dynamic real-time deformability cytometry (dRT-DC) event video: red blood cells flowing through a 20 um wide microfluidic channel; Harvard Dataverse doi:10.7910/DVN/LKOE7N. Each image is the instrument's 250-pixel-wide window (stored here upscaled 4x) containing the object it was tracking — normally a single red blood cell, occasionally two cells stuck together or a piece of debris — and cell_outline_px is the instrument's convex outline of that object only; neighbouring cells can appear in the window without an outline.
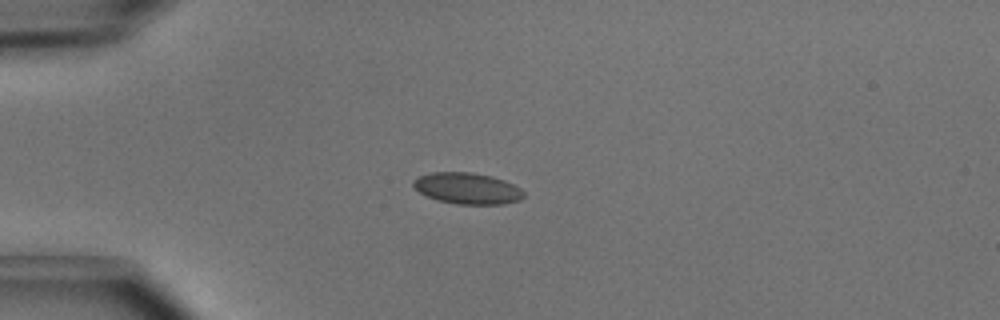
{"species": "common noctule bat (a hibernating species)", "species_latin": "Nyctalus noctula", "temperature_condition": "cold", "stored_images_in_passage": 4, "camera_frame_rate_fps": 3000, "um_per_image_px": 0.085, "animal": {"sex": "male", "body_mass_g": 15.6}, "frame": {"image": 1, "passage_image": 3, "time_ms": 0.667, "image_size_px": [1000, 320], "cell_outline_px": [[524, 196], [520, 200], [504, 204], [456, 204], [436, 200], [420, 192], [412, 184], [412, 180], [416, 176], [432, 172], [472, 172], [492, 176], [504, 180], [520, 188], [524, 192]], "centroid_in_image_um": [39.71, 16.0], "position_along_channel_um": 45.3, "area_um2": 20.23}}